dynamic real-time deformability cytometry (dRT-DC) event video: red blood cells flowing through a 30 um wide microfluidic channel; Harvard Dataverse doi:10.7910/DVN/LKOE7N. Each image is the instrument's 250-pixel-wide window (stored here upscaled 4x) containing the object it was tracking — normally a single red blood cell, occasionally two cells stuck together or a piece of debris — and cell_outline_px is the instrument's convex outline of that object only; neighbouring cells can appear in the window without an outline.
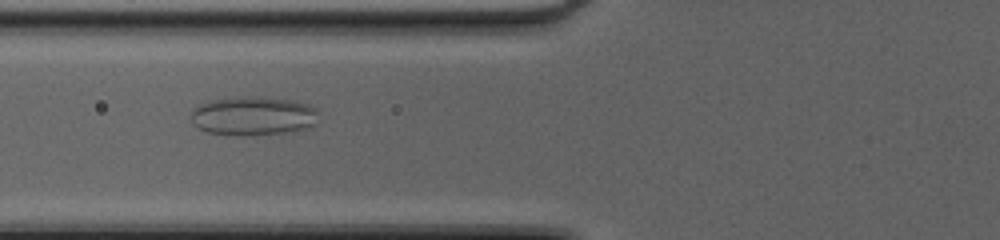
{"species": "common noctule bat (a hibernating species)", "species_latin": "Nyctalus noctula", "temperature_condition": "cold", "stored_images_in_passage": 53, "camera_frame_rate_fps": 3000, "um_per_image_px": 0.085, "animal": {"sex": "female", "body_mass_g": 20.0, "forearm_length_mm": 54.0}, "frame": {"image": 1, "passage_image": 23, "time_ms": 7.333, "image_size_px": [1000, 240], "cell_outline_px": [[316, 124], [304, 128], [288, 132], [264, 136], [252, 136], [208, 132], [192, 124], [192, 112], [200, 104], [208, 100], [232, 96], [256, 96], [296, 100], [316, 108]], "centroid_in_image_um": [21.52, 9.84], "position_along_channel_um": 104.3, "area_um2": 29.25}}
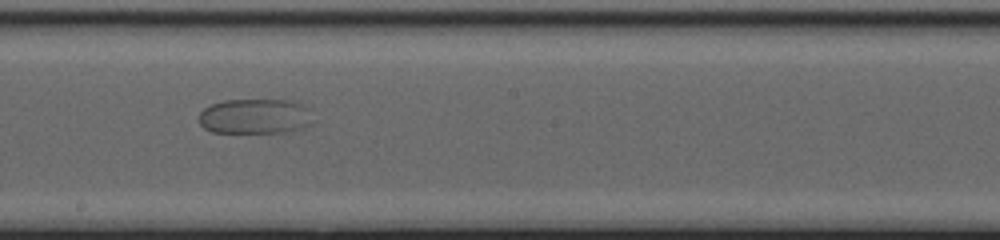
{"frame": {"image": 2, "passage_image": 32, "time_ms": 10.333, "image_size_px": [1000, 240], "cell_outline_px": [[308, 124], [300, 128], [284, 132], [212, 132], [204, 128], [200, 124], [200, 112], [204, 108], [212, 104], [224, 100], [288, 100], [300, 104]], "centroid_in_image_um": [21.5, 9.89], "position_along_channel_um": 226.7, "area_um2": 22.31}}
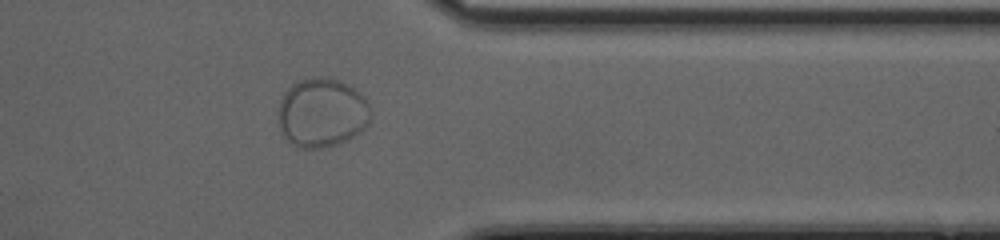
{"frame": {"image": 3, "passage_image": 44, "time_ms": 14.333, "image_size_px": [1000, 240], "cell_outline_px": [[372, 112], [368, 124], [360, 132], [336, 144], [320, 148], [296, 148], [280, 132], [280, 100], [284, 92], [292, 84], [300, 80], [312, 76], [316, 76], [336, 80], [348, 84], [360, 92], [364, 96]], "centroid_in_image_um": [27.37, 9.57], "position_along_channel_um": 384.0, "area_um2": 37.17}}